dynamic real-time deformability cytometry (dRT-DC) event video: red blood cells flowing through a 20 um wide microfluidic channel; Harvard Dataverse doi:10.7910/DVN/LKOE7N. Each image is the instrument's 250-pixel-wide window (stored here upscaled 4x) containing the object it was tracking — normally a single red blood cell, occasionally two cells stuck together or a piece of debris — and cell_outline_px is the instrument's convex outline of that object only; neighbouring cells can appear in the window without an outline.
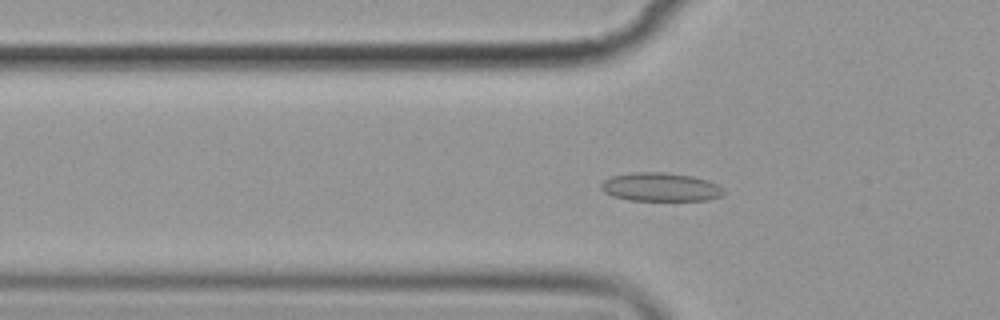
{"species": "common noctule bat (a hibernating species)", "species_latin": "Nyctalus noctula", "temperature_condition": "cold", "stored_images_in_passage": 57, "camera_frame_rate_fps": 3000, "um_per_image_px": 0.085, "animal": {"sex": "female", "body_mass_g": 19.9}, "frame": {"image": 1, "passage_image": 19, "time_ms": 6.0, "image_size_px": [1000, 320], "cell_outline_px": [[724, 196], [708, 200], [628, 200], [612, 196], [604, 192], [600, 188], [600, 184], [604, 180], [612, 176], [632, 172], [664, 172], [692, 176], [708, 180], [724, 188]], "centroid_in_image_um": [56.15, 15.9], "position_along_channel_um": 69.7, "area_um2": 20.58}}
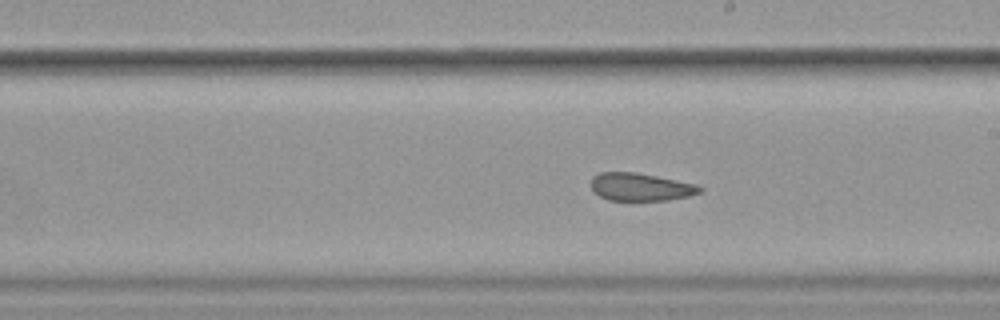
{"frame": {"image": 2, "passage_image": 33, "time_ms": 10.667, "image_size_px": [1000, 320], "cell_outline_px": [[704, 188], [700, 192], [688, 196], [668, 200], [608, 200], [592, 192], [592, 176], [600, 172], [636, 172], [700, 184]], "centroid_in_image_um": [54.47, 15.88], "position_along_channel_um": 234.5, "area_um2": 17.8}}
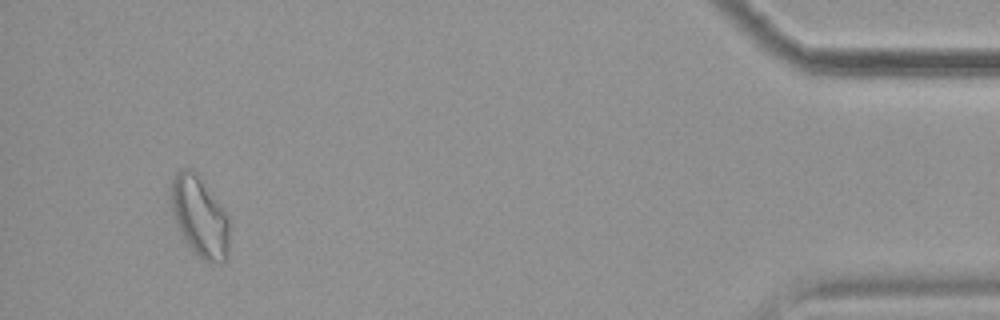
{"frame": {"image": 3, "passage_image": 54, "time_ms": 17.667, "image_size_px": [1000, 320], "cell_outline_px": [[228, 260], [224, 264], [208, 264], [188, 244], [180, 232], [176, 224], [168, 192], [172, 180], [176, 172], [184, 168], [188, 168], [196, 172], [228, 216]], "centroid_in_image_um": [16.96, 18.44], "position_along_channel_um": 418.2, "area_um2": 27.34}, "authors_computed_cell_mechanics": {"area_um2": 20.6346, "velocity_mm_per_s": 3.5502, "shape_relaxation_time_tau1_ms": null, "shape_relaxation_time_tau2_ms": 3.3839, "deformation_change_tau1": null, "deformation_change_tau2": 0.0798}}